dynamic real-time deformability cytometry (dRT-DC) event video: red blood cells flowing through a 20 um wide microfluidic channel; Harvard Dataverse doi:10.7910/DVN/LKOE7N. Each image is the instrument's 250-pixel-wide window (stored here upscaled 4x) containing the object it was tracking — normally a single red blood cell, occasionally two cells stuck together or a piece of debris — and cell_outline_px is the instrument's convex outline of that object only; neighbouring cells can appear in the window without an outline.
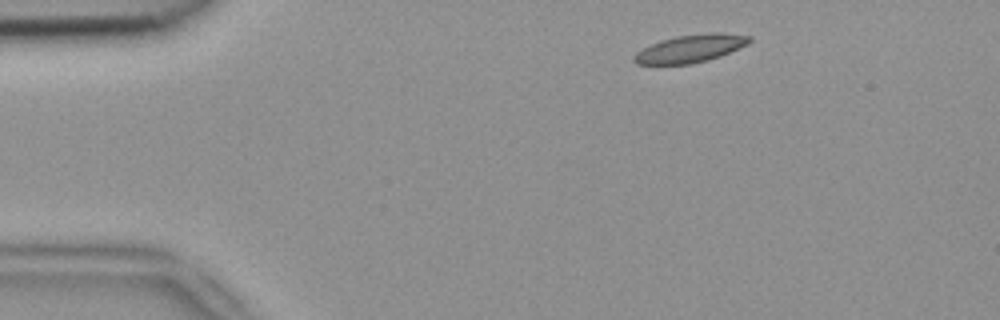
{"species": "common noctule bat (a hibernating species)", "species_latin": "Nyctalus noctula", "temperature_condition": "room temperature", "stored_images_in_passage": 2, "camera_frame_rate_fps": 3000, "um_per_image_px": 0.085, "animal": {"sex": "female", "body_mass_g": 18.4}, "frame": {"image": 1, "passage_image": 1, "time_ms": 0.0, "image_size_px": [1000, 320], "cell_outline_px": [[752, 40], [748, 44], [720, 56], [708, 60], [688, 64], [636, 64], [632, 60], [632, 56], [636, 52], [660, 40], [676, 36], [712, 32], [720, 32], [752, 36]], "centroid_in_image_um": [58.69, 4.12], "position_along_channel_um": 26.3, "area_um2": 18.67}}